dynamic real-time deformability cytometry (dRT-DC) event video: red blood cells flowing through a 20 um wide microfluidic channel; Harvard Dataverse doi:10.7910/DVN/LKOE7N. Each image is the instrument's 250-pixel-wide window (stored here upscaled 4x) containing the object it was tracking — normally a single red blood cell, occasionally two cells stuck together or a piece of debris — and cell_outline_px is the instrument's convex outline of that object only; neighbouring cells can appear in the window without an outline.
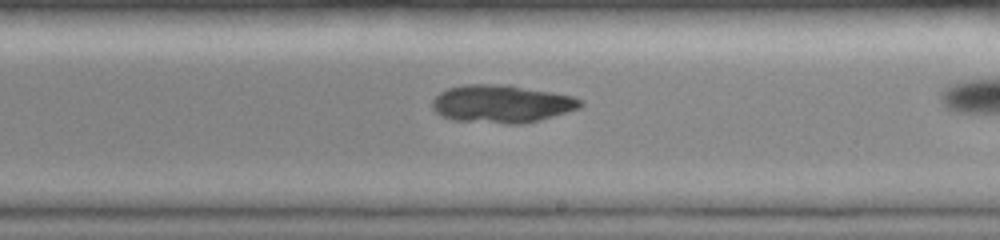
{"species": "common noctule bat (a hibernating species)", "species_latin": "Nyctalus noctula", "temperature_condition": "room temperature", "stored_images_in_passage": 38, "camera_frame_rate_fps": 3000, "um_per_image_px": 0.085, "animal": {"sex": "female", "body_mass_g": 19.0, "forearm_length_mm": 51.5}, "frame": {"image": 1, "passage_image": 27, "time_ms": 8.667, "image_size_px": [1000, 240], "cell_outline_px": [[584, 104], [580, 108], [540, 120], [520, 124], [504, 124], [452, 120], [440, 116], [432, 108], [432, 100], [440, 92], [448, 88], [464, 84], [508, 84], [552, 92], [572, 96], [584, 100]], "centroid_in_image_um": [42.63, 8.82], "position_along_channel_um": 246.4, "area_um2": 33.06}}
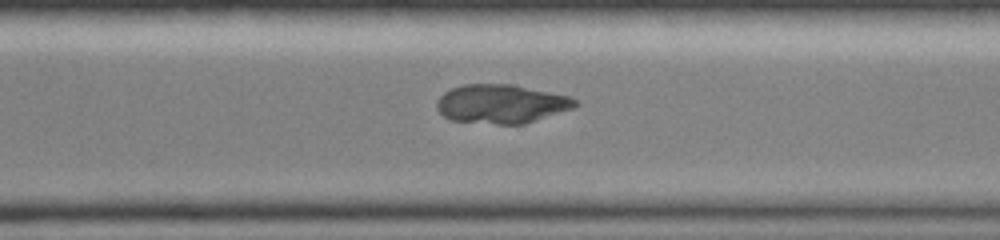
{"frame": {"image": 2, "passage_image": 33, "time_ms": 10.667, "image_size_px": [1000, 240], "cell_outline_px": [[580, 104], [572, 108], [524, 124], [496, 124], [452, 120], [444, 116], [436, 108], [436, 100], [444, 92], [452, 88], [464, 84], [516, 84], [568, 96], [576, 100]], "centroid_in_image_um": [42.59, 8.82], "position_along_channel_um": 328.0, "area_um2": 31.33}}